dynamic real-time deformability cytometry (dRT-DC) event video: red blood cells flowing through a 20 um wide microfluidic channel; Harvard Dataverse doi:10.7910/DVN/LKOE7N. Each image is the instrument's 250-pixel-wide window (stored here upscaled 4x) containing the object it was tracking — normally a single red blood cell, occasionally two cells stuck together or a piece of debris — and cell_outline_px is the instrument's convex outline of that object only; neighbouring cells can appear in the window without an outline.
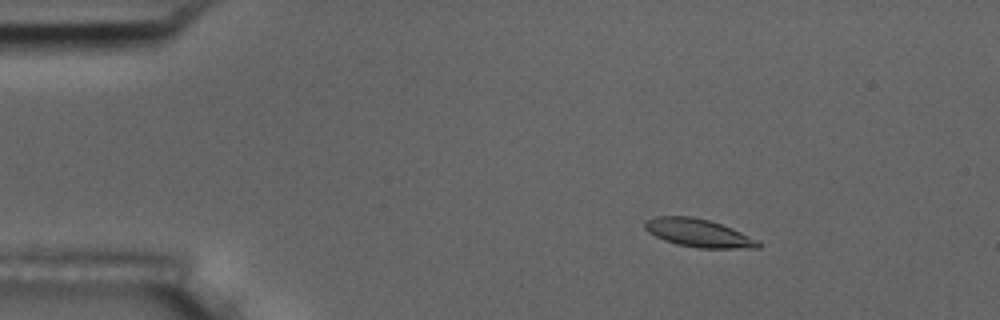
{"species": "common noctule bat (a hibernating species)", "species_latin": "Nyctalus noctula", "temperature_condition": "room temperature", "stored_images_in_passage": 7, "camera_frame_rate_fps": 3000, "um_per_image_px": 0.085, "animal": {"sex": "male", "body_mass_g": 17.5, "forearm_length_mm": 52.3}, "frame": {"image": 1, "passage_image": 3, "time_ms": 2.333, "image_size_px": [1000, 320], "cell_outline_px": [[760, 248], [700, 248], [676, 244], [664, 240], [648, 232], [644, 228], [644, 220], [656, 216], [692, 216], [708, 220], [732, 228], [760, 240]], "centroid_in_image_um": [59.36, 19.8], "position_along_channel_um": 25.6, "area_um2": 18.61}}
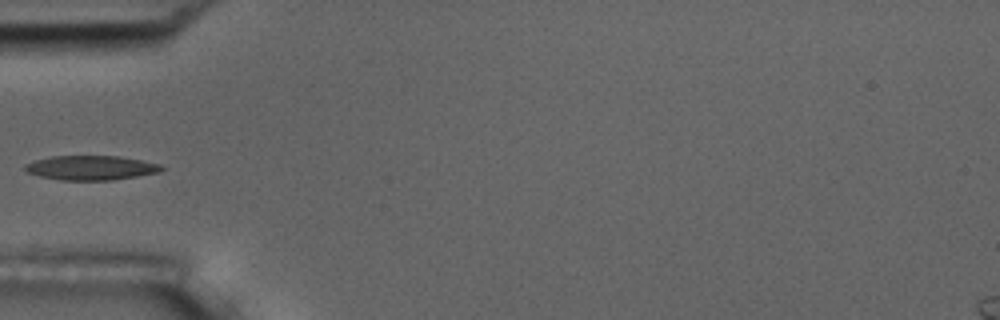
{"frame": {"image": 2, "passage_image": 6, "time_ms": 5.667, "image_size_px": [1000, 320], "cell_outline_px": [[164, 168], [160, 172], [112, 180], [60, 180], [40, 176], [28, 172], [24, 168], [24, 164], [36, 160], [52, 156], [120, 156], [160, 164]], "centroid_in_image_um": [7.73, 14.26], "position_along_channel_um": 77.3, "area_um2": 19.31}}